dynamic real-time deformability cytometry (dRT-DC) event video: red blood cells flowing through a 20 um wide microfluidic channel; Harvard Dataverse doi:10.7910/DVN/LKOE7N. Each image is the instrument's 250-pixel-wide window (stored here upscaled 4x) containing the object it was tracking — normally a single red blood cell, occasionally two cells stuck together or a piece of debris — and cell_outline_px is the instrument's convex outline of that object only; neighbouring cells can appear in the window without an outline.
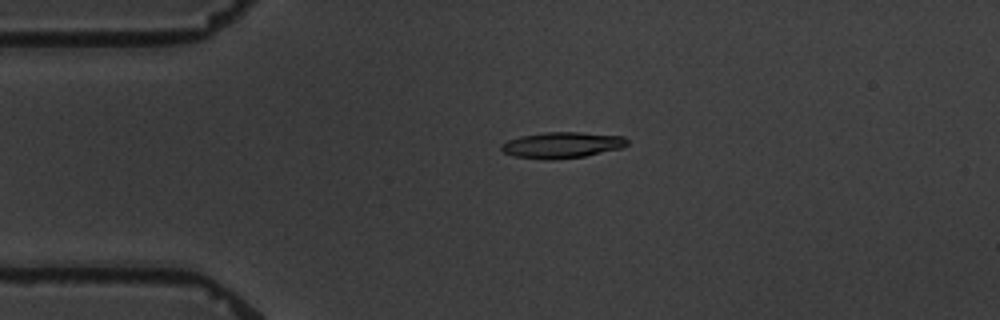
{"species": "common noctule bat (a hibernating species)", "species_latin": "Nyctalus noctula", "temperature_condition": "warm", "stored_images_in_passage": 3, "camera_frame_rate_fps": 3000, "um_per_image_px": 0.085, "animal": {"sex": "male", "body_mass_g": 19.5, "forearm_length_mm": 54.6}, "frame": {"image": 1, "passage_image": 2, "time_ms": 1.0, "image_size_px": [1000, 320], "cell_outline_px": [[628, 144], [620, 148], [584, 156], [552, 160], [548, 160], [512, 156], [504, 152], [500, 148], [500, 144], [508, 140], [520, 136], [544, 132], [580, 132], [624, 136], [628, 140]], "centroid_in_image_um": [47.74, 12.32], "position_along_channel_um": 37.3, "area_um2": 19.13}}